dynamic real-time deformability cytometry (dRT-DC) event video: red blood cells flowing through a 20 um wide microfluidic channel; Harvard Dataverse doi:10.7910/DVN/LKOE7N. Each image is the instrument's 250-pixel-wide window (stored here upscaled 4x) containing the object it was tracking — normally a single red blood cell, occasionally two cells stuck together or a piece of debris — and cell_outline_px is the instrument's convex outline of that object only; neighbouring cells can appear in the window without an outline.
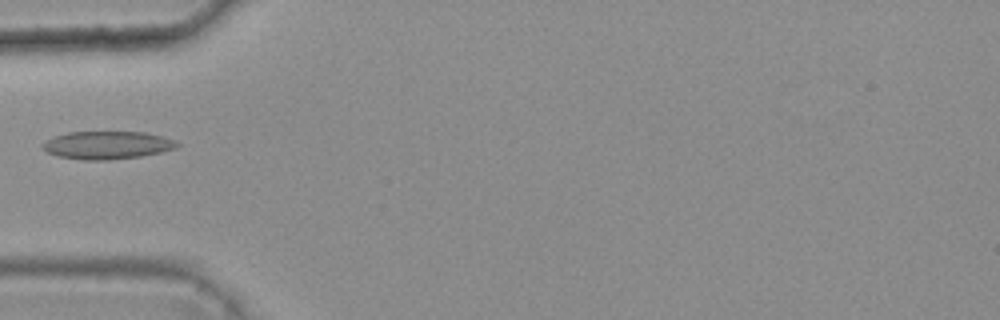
{"species": "common noctule bat (a hibernating species)", "species_latin": "Nyctalus noctula", "temperature_condition": "warm", "stored_images_in_passage": 5, "camera_frame_rate_fps": 3000, "um_per_image_px": 0.085, "animal": {"sex": "female", "body_mass_g": 25.1}, "frame": {"image": 1, "passage_image": 5, "time_ms": 1.333, "image_size_px": [1000, 320], "cell_outline_px": [[180, 144], [176, 148], [160, 152], [140, 156], [108, 160], [84, 160], [56, 156], [40, 148], [40, 144], [44, 140], [52, 136], [68, 132], [148, 132], [164, 136], [176, 140]], "centroid_in_image_um": [9.07, 12.33], "position_along_channel_um": 75.9, "area_um2": 22.2}}